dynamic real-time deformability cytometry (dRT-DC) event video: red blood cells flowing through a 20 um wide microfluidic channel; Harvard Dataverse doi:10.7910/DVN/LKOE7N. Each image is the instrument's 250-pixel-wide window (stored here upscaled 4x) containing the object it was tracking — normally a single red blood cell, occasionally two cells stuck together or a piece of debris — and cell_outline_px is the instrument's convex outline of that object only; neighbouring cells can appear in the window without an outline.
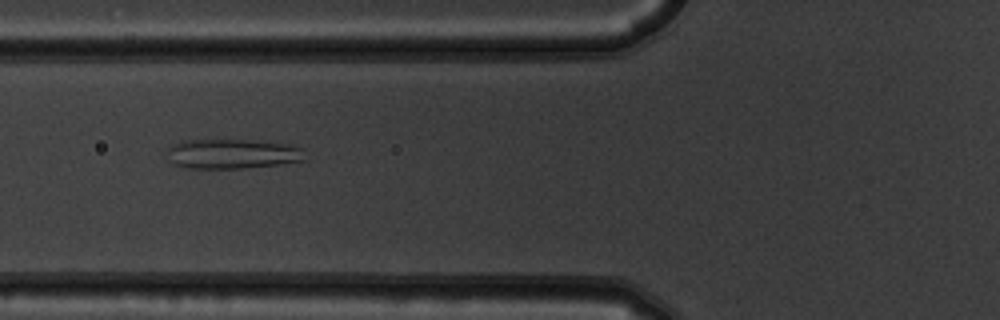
{"species": "common noctule bat (a hibernating species)", "species_latin": "Nyctalus noctula", "temperature_condition": "warm", "stored_images_in_passage": 7, "camera_frame_rate_fps": 3000, "um_per_image_px": 0.085, "animal": {"sex": "male", "body_mass_g": 19.5, "forearm_length_mm": 54.6}, "frame": {"image": 1, "passage_image": 6, "time_ms": 1.667, "image_size_px": [1000, 320], "cell_outline_px": [[308, 160], [244, 168], [184, 168], [176, 164], [172, 160], [164, 148], [180, 140], [248, 140], [292, 144], [304, 148]], "centroid_in_image_um": [19.79, 13.06], "position_along_channel_um": 106.0, "area_um2": 24.16}}